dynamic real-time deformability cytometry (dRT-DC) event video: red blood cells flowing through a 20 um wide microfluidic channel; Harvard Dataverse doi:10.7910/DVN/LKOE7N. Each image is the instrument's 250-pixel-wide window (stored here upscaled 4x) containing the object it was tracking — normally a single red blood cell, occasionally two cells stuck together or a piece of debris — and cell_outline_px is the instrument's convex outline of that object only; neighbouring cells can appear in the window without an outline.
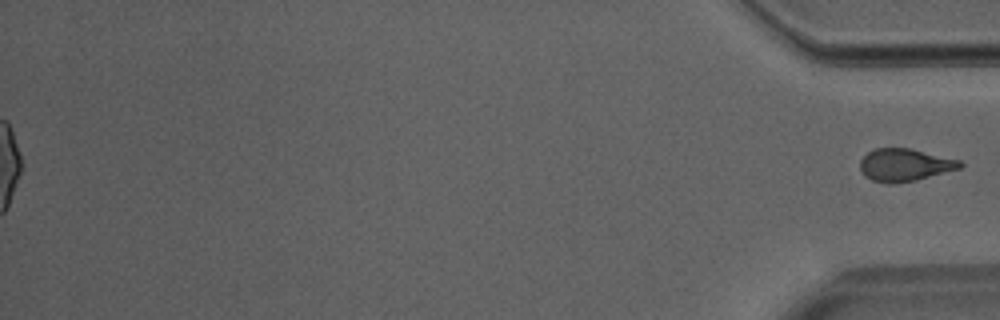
{"species": "Egyptian fruit bat (a non-hibernating species)", "species_latin": "Rousettus aegyptiacus", "temperature_condition": "room temperature", "stored_images_in_passage": 36, "segment_of_instrument_passage": [2, 2], "camera_frame_rate_fps": 3000, "um_per_image_px": 0.085, "animal": {"sex": "male"}, "frame": {"image": 1, "passage_image": 36, "time_ms": 11.667, "image_size_px": [1000, 320], "cell_outline_px": [[964, 164], [960, 168], [916, 180], [896, 184], [888, 184], [872, 180], [864, 176], [860, 168], [860, 160], [868, 152], [876, 148], [908, 148], [960, 160]], "centroid_in_image_um": [76.88, 14.03], "position_along_channel_um": 358.3, "area_um2": 18.9}}